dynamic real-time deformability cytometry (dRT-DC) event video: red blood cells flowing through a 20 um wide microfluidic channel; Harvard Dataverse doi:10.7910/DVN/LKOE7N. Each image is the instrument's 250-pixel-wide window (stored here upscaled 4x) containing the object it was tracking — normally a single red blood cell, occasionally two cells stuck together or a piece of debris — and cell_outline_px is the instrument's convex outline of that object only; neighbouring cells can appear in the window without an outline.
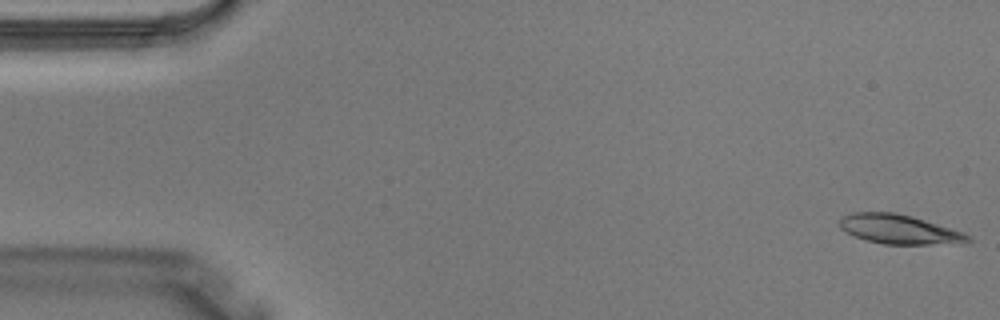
{"species": "Egyptian fruit bat (a non-hibernating species)", "species_latin": "Rousettus aegyptiacus", "temperature_condition": "warm", "stored_images_in_passage": 4, "camera_frame_rate_fps": 3000, "um_per_image_px": 0.085, "animal": {"sex": "male"}, "frame": {"image": 1, "passage_image": 1, "time_ms": 0.0, "image_size_px": [1000, 320], "cell_outline_px": [[972, 240], [928, 244], [884, 244], [868, 240], [856, 236], [840, 228], [840, 216], [852, 212], [892, 212], [912, 216], [964, 232], [972, 236]], "centroid_in_image_um": [76.38, 19.46], "position_along_channel_um": 8.6, "area_um2": 21.5}}